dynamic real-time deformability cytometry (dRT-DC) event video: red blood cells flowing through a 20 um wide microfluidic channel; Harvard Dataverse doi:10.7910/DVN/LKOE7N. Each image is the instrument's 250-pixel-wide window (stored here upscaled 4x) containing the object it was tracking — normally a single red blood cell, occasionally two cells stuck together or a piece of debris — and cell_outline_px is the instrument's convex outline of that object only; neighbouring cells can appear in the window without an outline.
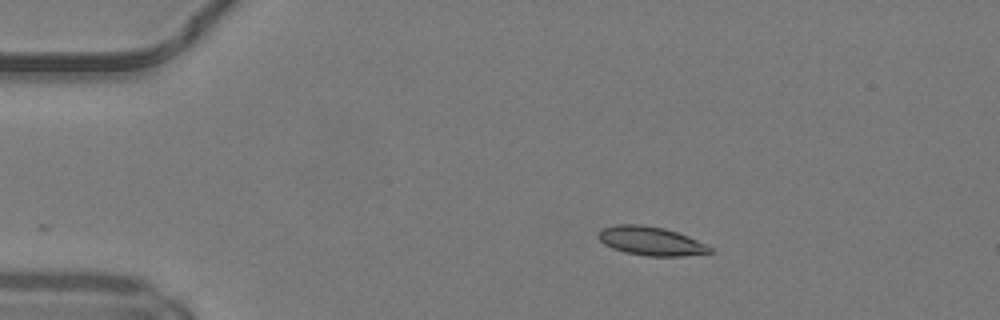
{"species": "common noctule bat (a hibernating species)", "species_latin": "Nyctalus noctula", "temperature_condition": "warm", "stored_images_in_passage": 50, "camera_frame_rate_fps": 3000, "um_per_image_px": 0.085, "animal": {"sex": "male", "body_mass_g": 19.2, "forearm_length_mm": 51.8}, "frame": {"image": 1, "passage_image": 10, "time_ms": 3.0, "image_size_px": [1000, 320], "cell_outline_px": [[712, 252], [684, 256], [648, 256], [624, 252], [612, 248], [604, 244], [596, 236], [604, 228], [616, 224], [640, 224], [664, 228], [688, 236], [712, 248]], "centroid_in_image_um": [55.29, 20.49], "position_along_channel_um": 29.7, "area_um2": 18.55}}
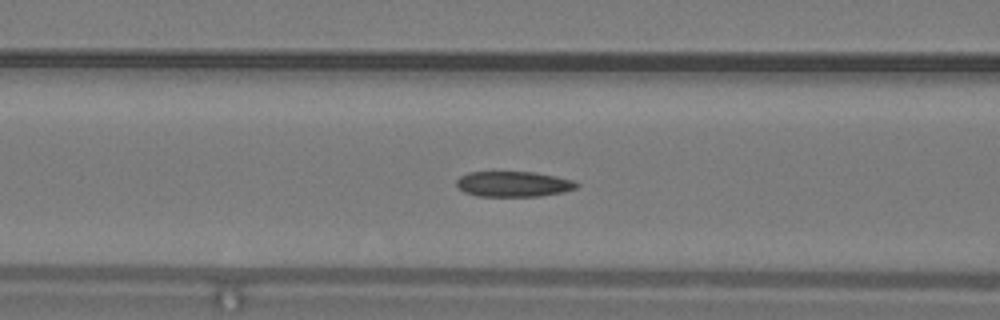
{"frame": {"image": 2, "passage_image": 21, "time_ms": 6.667, "image_size_px": [1000, 320], "cell_outline_px": [[580, 184], [576, 188], [564, 192], [540, 196], [476, 196], [464, 192], [456, 184], [456, 180], [460, 176], [468, 172], [536, 172], [576, 180]], "centroid_in_image_um": [43.68, 15.64], "position_along_channel_um": 122.9, "area_um2": 17.98}}
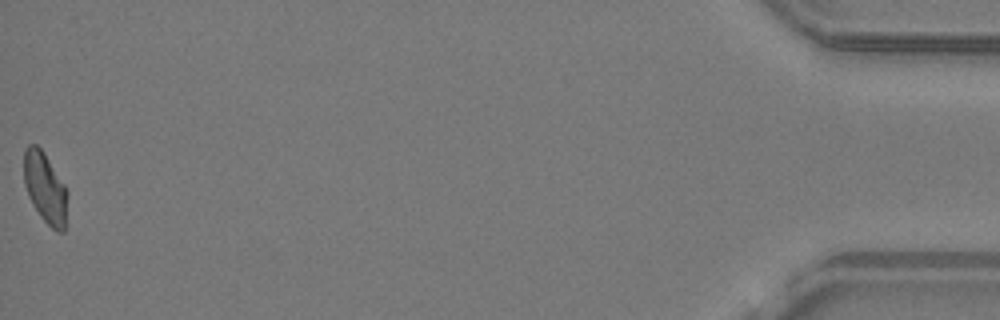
{"frame": {"image": 3, "passage_image": 50, "time_ms": 16.333, "image_size_px": [1000, 320], "cell_outline_px": [[68, 196], [64, 232], [56, 232], [40, 216], [32, 204], [28, 196], [24, 184], [24, 148], [28, 144], [36, 144], [44, 152], [64, 184], [68, 192]], "centroid_in_image_um": [3.83, 15.97], "position_along_channel_um": 431.4, "area_um2": 18.09}, "authors_computed_cell_mechanics": {"area_um2": 18.1492, "velocity_mm_per_s": 4.2243, "shape_relaxation_time_tau1_ms": null, "shape_relaxation_time_tau2_ms": 2.2765, "deformation_change_tau1": null, "deformation_change_tau2": 0.0831}}